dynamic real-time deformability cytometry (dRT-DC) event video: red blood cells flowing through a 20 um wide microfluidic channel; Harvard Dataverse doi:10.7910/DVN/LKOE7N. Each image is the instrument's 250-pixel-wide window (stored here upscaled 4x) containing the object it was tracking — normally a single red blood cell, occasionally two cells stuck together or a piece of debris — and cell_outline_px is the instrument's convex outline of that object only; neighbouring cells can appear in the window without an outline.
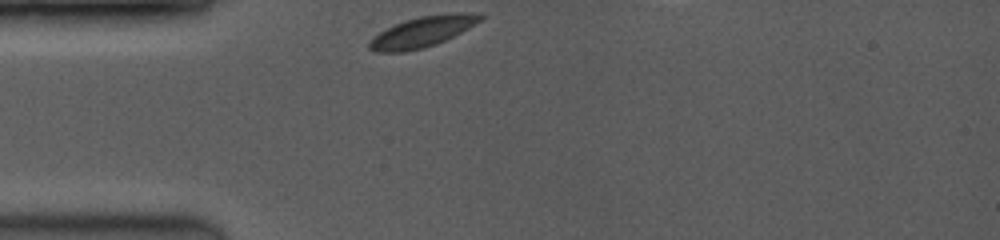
{"species": "common noctule bat (a hibernating species)", "species_latin": "Nyctalus noctula", "temperature_condition": "room temperature", "stored_images_in_passage": 27, "camera_frame_rate_fps": 3500, "um_per_image_px": 0.085, "animal": {"sex": "female", "body_mass_g": 19.0, "forearm_length_mm": 53.3}, "frame": {"image": 1, "passage_image": 1, "time_ms": 0.0, "image_size_px": [1000, 240], "cell_outline_px": [[484, 16], [480, 20], [468, 28], [436, 44], [424, 48], [404, 52], [376, 52], [368, 48], [368, 40], [380, 32], [396, 24], [420, 16], [452, 12], [468, 12]], "centroid_in_image_um": [35.87, 2.71], "position_along_channel_um": 49.1, "area_um2": 19.48}}
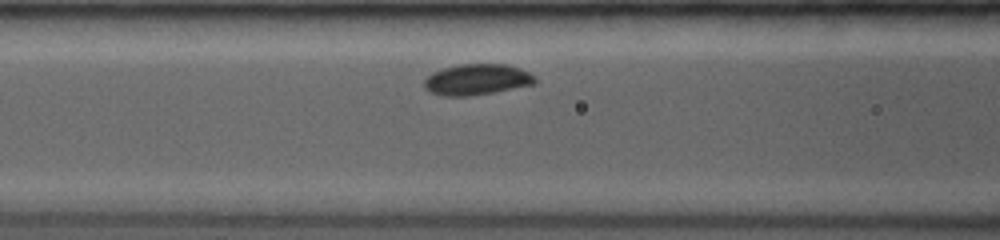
{"frame": {"image": 2, "passage_image": 15, "time_ms": 2.286, "image_size_px": [1000, 240], "cell_outline_px": [[536, 84], [492, 92], [468, 96], [444, 96], [428, 92], [424, 88], [424, 80], [432, 72], [444, 68], [460, 64], [508, 64], [520, 68], [536, 76]], "centroid_in_image_um": [40.53, 6.76], "position_along_channel_um": 126.1, "area_um2": 20.06}}
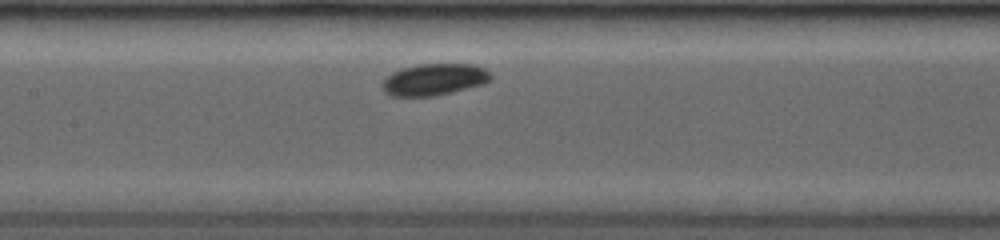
{"frame": {"image": 3, "passage_image": 23, "time_ms": 3.429, "image_size_px": [1000, 240], "cell_outline_px": [[492, 80], [484, 84], [452, 92], [432, 96], [392, 96], [384, 92], [384, 80], [392, 72], [400, 68], [420, 64], [476, 64], [488, 68], [492, 72]], "centroid_in_image_um": [37.0, 6.74], "position_along_channel_um": 170.4, "area_um2": 20.23}}